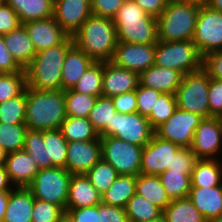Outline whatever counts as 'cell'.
Segmentation results:
<instances>
[{"label":"cell","instance_id":"obj_1","mask_svg":"<svg viewBox=\"0 0 222 222\" xmlns=\"http://www.w3.org/2000/svg\"><path fill=\"white\" fill-rule=\"evenodd\" d=\"M73 44V37L69 36L63 43L37 52L25 68L26 87L39 91L62 90L63 64Z\"/></svg>","mask_w":222,"mask_h":222},{"label":"cell","instance_id":"obj_2","mask_svg":"<svg viewBox=\"0 0 222 222\" xmlns=\"http://www.w3.org/2000/svg\"><path fill=\"white\" fill-rule=\"evenodd\" d=\"M25 124L31 130L60 129L66 119L64 90L39 91L26 87Z\"/></svg>","mask_w":222,"mask_h":222},{"label":"cell","instance_id":"obj_3","mask_svg":"<svg viewBox=\"0 0 222 222\" xmlns=\"http://www.w3.org/2000/svg\"><path fill=\"white\" fill-rule=\"evenodd\" d=\"M72 37L74 44L95 62L111 61L118 43L113 19L93 14Z\"/></svg>","mask_w":222,"mask_h":222},{"label":"cell","instance_id":"obj_4","mask_svg":"<svg viewBox=\"0 0 222 222\" xmlns=\"http://www.w3.org/2000/svg\"><path fill=\"white\" fill-rule=\"evenodd\" d=\"M118 41L134 44L157 43L158 21L134 0H126L113 18Z\"/></svg>","mask_w":222,"mask_h":222},{"label":"cell","instance_id":"obj_5","mask_svg":"<svg viewBox=\"0 0 222 222\" xmlns=\"http://www.w3.org/2000/svg\"><path fill=\"white\" fill-rule=\"evenodd\" d=\"M200 9L197 0H170L157 17L158 39L172 42L192 40Z\"/></svg>","mask_w":222,"mask_h":222},{"label":"cell","instance_id":"obj_6","mask_svg":"<svg viewBox=\"0 0 222 222\" xmlns=\"http://www.w3.org/2000/svg\"><path fill=\"white\" fill-rule=\"evenodd\" d=\"M203 57L192 40L158 41L156 43L154 64L176 69L183 75L202 68Z\"/></svg>","mask_w":222,"mask_h":222},{"label":"cell","instance_id":"obj_7","mask_svg":"<svg viewBox=\"0 0 222 222\" xmlns=\"http://www.w3.org/2000/svg\"><path fill=\"white\" fill-rule=\"evenodd\" d=\"M209 85L210 76L203 68L183 75L181 84L175 92L177 107L202 118L210 117Z\"/></svg>","mask_w":222,"mask_h":222},{"label":"cell","instance_id":"obj_8","mask_svg":"<svg viewBox=\"0 0 222 222\" xmlns=\"http://www.w3.org/2000/svg\"><path fill=\"white\" fill-rule=\"evenodd\" d=\"M71 176L67 169L60 167L40 169L27 188L35 199L56 204L65 211Z\"/></svg>","mask_w":222,"mask_h":222},{"label":"cell","instance_id":"obj_9","mask_svg":"<svg viewBox=\"0 0 222 222\" xmlns=\"http://www.w3.org/2000/svg\"><path fill=\"white\" fill-rule=\"evenodd\" d=\"M155 134L147 117L138 112L115 113L111 125H106L99 137L112 136L131 144L144 147Z\"/></svg>","mask_w":222,"mask_h":222},{"label":"cell","instance_id":"obj_10","mask_svg":"<svg viewBox=\"0 0 222 222\" xmlns=\"http://www.w3.org/2000/svg\"><path fill=\"white\" fill-rule=\"evenodd\" d=\"M102 159L112 165L119 175L140 174L142 146L112 136L101 137Z\"/></svg>","mask_w":222,"mask_h":222},{"label":"cell","instance_id":"obj_11","mask_svg":"<svg viewBox=\"0 0 222 222\" xmlns=\"http://www.w3.org/2000/svg\"><path fill=\"white\" fill-rule=\"evenodd\" d=\"M192 41L202 57L207 53L222 50V12L200 2Z\"/></svg>","mask_w":222,"mask_h":222},{"label":"cell","instance_id":"obj_12","mask_svg":"<svg viewBox=\"0 0 222 222\" xmlns=\"http://www.w3.org/2000/svg\"><path fill=\"white\" fill-rule=\"evenodd\" d=\"M202 119L200 115L177 108L172 116L155 130V134L180 147L190 148L194 132Z\"/></svg>","mask_w":222,"mask_h":222},{"label":"cell","instance_id":"obj_13","mask_svg":"<svg viewBox=\"0 0 222 222\" xmlns=\"http://www.w3.org/2000/svg\"><path fill=\"white\" fill-rule=\"evenodd\" d=\"M221 146V118H203L194 132V137L190 149L196 155L197 159H219L218 153H220L222 150Z\"/></svg>","mask_w":222,"mask_h":222},{"label":"cell","instance_id":"obj_14","mask_svg":"<svg viewBox=\"0 0 222 222\" xmlns=\"http://www.w3.org/2000/svg\"><path fill=\"white\" fill-rule=\"evenodd\" d=\"M180 148L154 134L152 140L142 149L140 173L159 176L172 165L173 157Z\"/></svg>","mask_w":222,"mask_h":222},{"label":"cell","instance_id":"obj_15","mask_svg":"<svg viewBox=\"0 0 222 222\" xmlns=\"http://www.w3.org/2000/svg\"><path fill=\"white\" fill-rule=\"evenodd\" d=\"M155 48L156 43L134 44L118 41L111 62L140 75L154 65Z\"/></svg>","mask_w":222,"mask_h":222},{"label":"cell","instance_id":"obj_16","mask_svg":"<svg viewBox=\"0 0 222 222\" xmlns=\"http://www.w3.org/2000/svg\"><path fill=\"white\" fill-rule=\"evenodd\" d=\"M101 159V137L91 141L67 143L66 169L71 174H86Z\"/></svg>","mask_w":222,"mask_h":222},{"label":"cell","instance_id":"obj_17","mask_svg":"<svg viewBox=\"0 0 222 222\" xmlns=\"http://www.w3.org/2000/svg\"><path fill=\"white\" fill-rule=\"evenodd\" d=\"M91 15V0H56L53 4L54 19L69 36H73Z\"/></svg>","mask_w":222,"mask_h":222},{"label":"cell","instance_id":"obj_18","mask_svg":"<svg viewBox=\"0 0 222 222\" xmlns=\"http://www.w3.org/2000/svg\"><path fill=\"white\" fill-rule=\"evenodd\" d=\"M23 25L29 34L36 53L57 46L69 37L53 16L43 20L29 21Z\"/></svg>","mask_w":222,"mask_h":222},{"label":"cell","instance_id":"obj_19","mask_svg":"<svg viewBox=\"0 0 222 222\" xmlns=\"http://www.w3.org/2000/svg\"><path fill=\"white\" fill-rule=\"evenodd\" d=\"M139 84L138 73L116 66L111 61L103 62L102 96L112 98L134 91Z\"/></svg>","mask_w":222,"mask_h":222},{"label":"cell","instance_id":"obj_20","mask_svg":"<svg viewBox=\"0 0 222 222\" xmlns=\"http://www.w3.org/2000/svg\"><path fill=\"white\" fill-rule=\"evenodd\" d=\"M5 167L14 187H28L39 172V166L24 150L7 154Z\"/></svg>","mask_w":222,"mask_h":222},{"label":"cell","instance_id":"obj_21","mask_svg":"<svg viewBox=\"0 0 222 222\" xmlns=\"http://www.w3.org/2000/svg\"><path fill=\"white\" fill-rule=\"evenodd\" d=\"M182 78L183 74L178 70L154 64L139 75V83L161 93L175 94Z\"/></svg>","mask_w":222,"mask_h":222},{"label":"cell","instance_id":"obj_22","mask_svg":"<svg viewBox=\"0 0 222 222\" xmlns=\"http://www.w3.org/2000/svg\"><path fill=\"white\" fill-rule=\"evenodd\" d=\"M101 203V195L85 174H72L66 209H78Z\"/></svg>","mask_w":222,"mask_h":222},{"label":"cell","instance_id":"obj_23","mask_svg":"<svg viewBox=\"0 0 222 222\" xmlns=\"http://www.w3.org/2000/svg\"><path fill=\"white\" fill-rule=\"evenodd\" d=\"M188 198L208 222L221 215L222 185L191 187Z\"/></svg>","mask_w":222,"mask_h":222},{"label":"cell","instance_id":"obj_24","mask_svg":"<svg viewBox=\"0 0 222 222\" xmlns=\"http://www.w3.org/2000/svg\"><path fill=\"white\" fill-rule=\"evenodd\" d=\"M34 197L27 187H14L10 191L3 222H32Z\"/></svg>","mask_w":222,"mask_h":222},{"label":"cell","instance_id":"obj_25","mask_svg":"<svg viewBox=\"0 0 222 222\" xmlns=\"http://www.w3.org/2000/svg\"><path fill=\"white\" fill-rule=\"evenodd\" d=\"M4 43L16 62L25 69L36 55V50L23 24L3 35Z\"/></svg>","mask_w":222,"mask_h":222},{"label":"cell","instance_id":"obj_26","mask_svg":"<svg viewBox=\"0 0 222 222\" xmlns=\"http://www.w3.org/2000/svg\"><path fill=\"white\" fill-rule=\"evenodd\" d=\"M94 61L73 44L65 57L62 69V90L71 89Z\"/></svg>","mask_w":222,"mask_h":222},{"label":"cell","instance_id":"obj_27","mask_svg":"<svg viewBox=\"0 0 222 222\" xmlns=\"http://www.w3.org/2000/svg\"><path fill=\"white\" fill-rule=\"evenodd\" d=\"M4 2L15 10L21 24L53 16V3L50 0H4Z\"/></svg>","mask_w":222,"mask_h":222},{"label":"cell","instance_id":"obj_28","mask_svg":"<svg viewBox=\"0 0 222 222\" xmlns=\"http://www.w3.org/2000/svg\"><path fill=\"white\" fill-rule=\"evenodd\" d=\"M190 177L191 187L222 185V162L218 159H198Z\"/></svg>","mask_w":222,"mask_h":222},{"label":"cell","instance_id":"obj_29","mask_svg":"<svg viewBox=\"0 0 222 222\" xmlns=\"http://www.w3.org/2000/svg\"><path fill=\"white\" fill-rule=\"evenodd\" d=\"M136 193V176L119 175L108 190L101 195V203L125 208Z\"/></svg>","mask_w":222,"mask_h":222},{"label":"cell","instance_id":"obj_30","mask_svg":"<svg viewBox=\"0 0 222 222\" xmlns=\"http://www.w3.org/2000/svg\"><path fill=\"white\" fill-rule=\"evenodd\" d=\"M136 193L162 210L171 202L158 175L138 174L136 176Z\"/></svg>","mask_w":222,"mask_h":222},{"label":"cell","instance_id":"obj_31","mask_svg":"<svg viewBox=\"0 0 222 222\" xmlns=\"http://www.w3.org/2000/svg\"><path fill=\"white\" fill-rule=\"evenodd\" d=\"M43 142L49 160L53 167L66 169L67 140L60 129L44 130Z\"/></svg>","mask_w":222,"mask_h":222},{"label":"cell","instance_id":"obj_32","mask_svg":"<svg viewBox=\"0 0 222 222\" xmlns=\"http://www.w3.org/2000/svg\"><path fill=\"white\" fill-rule=\"evenodd\" d=\"M163 215L167 222H207L188 197L171 200Z\"/></svg>","mask_w":222,"mask_h":222},{"label":"cell","instance_id":"obj_33","mask_svg":"<svg viewBox=\"0 0 222 222\" xmlns=\"http://www.w3.org/2000/svg\"><path fill=\"white\" fill-rule=\"evenodd\" d=\"M60 130L67 142L91 141L99 137L88 118L67 116Z\"/></svg>","mask_w":222,"mask_h":222},{"label":"cell","instance_id":"obj_34","mask_svg":"<svg viewBox=\"0 0 222 222\" xmlns=\"http://www.w3.org/2000/svg\"><path fill=\"white\" fill-rule=\"evenodd\" d=\"M128 222H148L163 214V210L135 193L125 207Z\"/></svg>","mask_w":222,"mask_h":222},{"label":"cell","instance_id":"obj_35","mask_svg":"<svg viewBox=\"0 0 222 222\" xmlns=\"http://www.w3.org/2000/svg\"><path fill=\"white\" fill-rule=\"evenodd\" d=\"M191 175L184 171L166 170L159 175L163 187L171 200L186 198L191 189Z\"/></svg>","mask_w":222,"mask_h":222},{"label":"cell","instance_id":"obj_36","mask_svg":"<svg viewBox=\"0 0 222 222\" xmlns=\"http://www.w3.org/2000/svg\"><path fill=\"white\" fill-rule=\"evenodd\" d=\"M103 62H93L79 81L71 88L75 92L102 96Z\"/></svg>","mask_w":222,"mask_h":222},{"label":"cell","instance_id":"obj_37","mask_svg":"<svg viewBox=\"0 0 222 222\" xmlns=\"http://www.w3.org/2000/svg\"><path fill=\"white\" fill-rule=\"evenodd\" d=\"M67 116L88 118L97 96L82 94L72 89L64 90Z\"/></svg>","mask_w":222,"mask_h":222},{"label":"cell","instance_id":"obj_38","mask_svg":"<svg viewBox=\"0 0 222 222\" xmlns=\"http://www.w3.org/2000/svg\"><path fill=\"white\" fill-rule=\"evenodd\" d=\"M85 175L100 195L105 193L119 176L116 169L103 159L97 162Z\"/></svg>","mask_w":222,"mask_h":222},{"label":"cell","instance_id":"obj_39","mask_svg":"<svg viewBox=\"0 0 222 222\" xmlns=\"http://www.w3.org/2000/svg\"><path fill=\"white\" fill-rule=\"evenodd\" d=\"M26 104L25 88L19 96L0 103V122L7 125L25 123Z\"/></svg>","mask_w":222,"mask_h":222},{"label":"cell","instance_id":"obj_40","mask_svg":"<svg viewBox=\"0 0 222 222\" xmlns=\"http://www.w3.org/2000/svg\"><path fill=\"white\" fill-rule=\"evenodd\" d=\"M27 130L25 123L7 125L0 122V145L7 153L23 150Z\"/></svg>","mask_w":222,"mask_h":222},{"label":"cell","instance_id":"obj_41","mask_svg":"<svg viewBox=\"0 0 222 222\" xmlns=\"http://www.w3.org/2000/svg\"><path fill=\"white\" fill-rule=\"evenodd\" d=\"M115 113H117V111L112 102V98L99 96L95 101L93 109L89 113L88 120L98 134H100L106 125H111V120Z\"/></svg>","mask_w":222,"mask_h":222},{"label":"cell","instance_id":"obj_42","mask_svg":"<svg viewBox=\"0 0 222 222\" xmlns=\"http://www.w3.org/2000/svg\"><path fill=\"white\" fill-rule=\"evenodd\" d=\"M23 150L37 163L39 169L52 168L47 160V153L43 142V131L28 129L25 135Z\"/></svg>","mask_w":222,"mask_h":222},{"label":"cell","instance_id":"obj_43","mask_svg":"<svg viewBox=\"0 0 222 222\" xmlns=\"http://www.w3.org/2000/svg\"><path fill=\"white\" fill-rule=\"evenodd\" d=\"M177 108L175 94L161 93L147 117L152 128L156 130L172 116Z\"/></svg>","mask_w":222,"mask_h":222},{"label":"cell","instance_id":"obj_44","mask_svg":"<svg viewBox=\"0 0 222 222\" xmlns=\"http://www.w3.org/2000/svg\"><path fill=\"white\" fill-rule=\"evenodd\" d=\"M26 71L2 73L0 76V103L19 96L26 88Z\"/></svg>","mask_w":222,"mask_h":222},{"label":"cell","instance_id":"obj_45","mask_svg":"<svg viewBox=\"0 0 222 222\" xmlns=\"http://www.w3.org/2000/svg\"><path fill=\"white\" fill-rule=\"evenodd\" d=\"M64 213L60 206L34 198L32 222H58Z\"/></svg>","mask_w":222,"mask_h":222},{"label":"cell","instance_id":"obj_46","mask_svg":"<svg viewBox=\"0 0 222 222\" xmlns=\"http://www.w3.org/2000/svg\"><path fill=\"white\" fill-rule=\"evenodd\" d=\"M160 94L161 92L156 91L155 89L139 84L136 88L137 112L144 117H148Z\"/></svg>","mask_w":222,"mask_h":222},{"label":"cell","instance_id":"obj_47","mask_svg":"<svg viewBox=\"0 0 222 222\" xmlns=\"http://www.w3.org/2000/svg\"><path fill=\"white\" fill-rule=\"evenodd\" d=\"M196 155L190 148L181 147L174 155L172 165L167 170L184 171L187 175H191L197 161Z\"/></svg>","mask_w":222,"mask_h":222},{"label":"cell","instance_id":"obj_48","mask_svg":"<svg viewBox=\"0 0 222 222\" xmlns=\"http://www.w3.org/2000/svg\"><path fill=\"white\" fill-rule=\"evenodd\" d=\"M126 0H91L93 15L113 19Z\"/></svg>","mask_w":222,"mask_h":222},{"label":"cell","instance_id":"obj_49","mask_svg":"<svg viewBox=\"0 0 222 222\" xmlns=\"http://www.w3.org/2000/svg\"><path fill=\"white\" fill-rule=\"evenodd\" d=\"M210 117H222V81L210 78L209 92Z\"/></svg>","mask_w":222,"mask_h":222},{"label":"cell","instance_id":"obj_50","mask_svg":"<svg viewBox=\"0 0 222 222\" xmlns=\"http://www.w3.org/2000/svg\"><path fill=\"white\" fill-rule=\"evenodd\" d=\"M21 25L18 14L7 3L0 5V35H5Z\"/></svg>","mask_w":222,"mask_h":222},{"label":"cell","instance_id":"obj_51","mask_svg":"<svg viewBox=\"0 0 222 222\" xmlns=\"http://www.w3.org/2000/svg\"><path fill=\"white\" fill-rule=\"evenodd\" d=\"M202 68L207 72L210 78L222 81V50L204 55Z\"/></svg>","mask_w":222,"mask_h":222},{"label":"cell","instance_id":"obj_52","mask_svg":"<svg viewBox=\"0 0 222 222\" xmlns=\"http://www.w3.org/2000/svg\"><path fill=\"white\" fill-rule=\"evenodd\" d=\"M100 222H128L125 208L98 204Z\"/></svg>","mask_w":222,"mask_h":222},{"label":"cell","instance_id":"obj_53","mask_svg":"<svg viewBox=\"0 0 222 222\" xmlns=\"http://www.w3.org/2000/svg\"><path fill=\"white\" fill-rule=\"evenodd\" d=\"M112 102L118 113L127 114L137 112L136 90L112 97Z\"/></svg>","mask_w":222,"mask_h":222},{"label":"cell","instance_id":"obj_54","mask_svg":"<svg viewBox=\"0 0 222 222\" xmlns=\"http://www.w3.org/2000/svg\"><path fill=\"white\" fill-rule=\"evenodd\" d=\"M24 69L16 62L7 50L3 35H0V71L2 73L21 72Z\"/></svg>","mask_w":222,"mask_h":222},{"label":"cell","instance_id":"obj_55","mask_svg":"<svg viewBox=\"0 0 222 222\" xmlns=\"http://www.w3.org/2000/svg\"><path fill=\"white\" fill-rule=\"evenodd\" d=\"M65 212L73 222H100L98 205L78 209H66Z\"/></svg>","mask_w":222,"mask_h":222},{"label":"cell","instance_id":"obj_56","mask_svg":"<svg viewBox=\"0 0 222 222\" xmlns=\"http://www.w3.org/2000/svg\"><path fill=\"white\" fill-rule=\"evenodd\" d=\"M148 15L157 18L170 0H134Z\"/></svg>","mask_w":222,"mask_h":222},{"label":"cell","instance_id":"obj_57","mask_svg":"<svg viewBox=\"0 0 222 222\" xmlns=\"http://www.w3.org/2000/svg\"><path fill=\"white\" fill-rule=\"evenodd\" d=\"M14 185L11 183L5 165H0V190H12Z\"/></svg>","mask_w":222,"mask_h":222},{"label":"cell","instance_id":"obj_58","mask_svg":"<svg viewBox=\"0 0 222 222\" xmlns=\"http://www.w3.org/2000/svg\"><path fill=\"white\" fill-rule=\"evenodd\" d=\"M11 190H0V222H3Z\"/></svg>","mask_w":222,"mask_h":222},{"label":"cell","instance_id":"obj_59","mask_svg":"<svg viewBox=\"0 0 222 222\" xmlns=\"http://www.w3.org/2000/svg\"><path fill=\"white\" fill-rule=\"evenodd\" d=\"M205 4L215 11L222 12V0H206Z\"/></svg>","mask_w":222,"mask_h":222},{"label":"cell","instance_id":"obj_60","mask_svg":"<svg viewBox=\"0 0 222 222\" xmlns=\"http://www.w3.org/2000/svg\"><path fill=\"white\" fill-rule=\"evenodd\" d=\"M7 154L6 150L0 145V165H5Z\"/></svg>","mask_w":222,"mask_h":222},{"label":"cell","instance_id":"obj_61","mask_svg":"<svg viewBox=\"0 0 222 222\" xmlns=\"http://www.w3.org/2000/svg\"><path fill=\"white\" fill-rule=\"evenodd\" d=\"M58 222H73L72 219L70 218V216L65 212L60 219L58 220Z\"/></svg>","mask_w":222,"mask_h":222},{"label":"cell","instance_id":"obj_62","mask_svg":"<svg viewBox=\"0 0 222 222\" xmlns=\"http://www.w3.org/2000/svg\"><path fill=\"white\" fill-rule=\"evenodd\" d=\"M148 222H167V221H166L164 215L162 214L159 217H157V218H155V219H153L151 221H148Z\"/></svg>","mask_w":222,"mask_h":222},{"label":"cell","instance_id":"obj_63","mask_svg":"<svg viewBox=\"0 0 222 222\" xmlns=\"http://www.w3.org/2000/svg\"><path fill=\"white\" fill-rule=\"evenodd\" d=\"M208 222H222V215H220V216H218L216 218H213V219H211Z\"/></svg>","mask_w":222,"mask_h":222},{"label":"cell","instance_id":"obj_64","mask_svg":"<svg viewBox=\"0 0 222 222\" xmlns=\"http://www.w3.org/2000/svg\"><path fill=\"white\" fill-rule=\"evenodd\" d=\"M197 1H200V2H203V3H205V1H206V0H197Z\"/></svg>","mask_w":222,"mask_h":222}]
</instances>
